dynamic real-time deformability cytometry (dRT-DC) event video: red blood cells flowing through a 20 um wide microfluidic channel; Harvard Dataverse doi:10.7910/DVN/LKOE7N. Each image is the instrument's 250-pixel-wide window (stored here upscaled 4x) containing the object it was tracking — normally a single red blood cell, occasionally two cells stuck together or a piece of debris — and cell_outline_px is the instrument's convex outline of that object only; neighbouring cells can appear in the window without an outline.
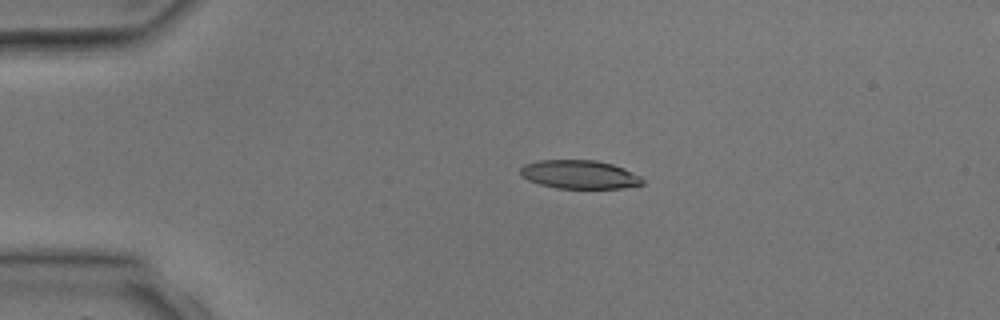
{"species": "common noctule bat (a hibernating species)", "species_latin": "Nyctalus noctula", "temperature_condition": "room temperature", "stored_images_in_passage": 3, "camera_frame_rate_fps": 3000, "um_per_image_px": 0.085, "animal": {"sex": "male", "body_mass_g": 17.9, "forearm_length_mm": 54.2}, "frame": {"image": 1, "passage_image": 2, "time_ms": 1.333, "image_size_px": [1000, 320], "cell_outline_px": [[644, 184], [624, 188], [556, 188], [540, 184], [528, 180], [520, 176], [520, 168], [524, 164], [540, 160], [596, 160], [612, 164], [624, 168], [640, 176], [644, 180]], "centroid_in_image_um": [49.25, 14.83], "position_along_channel_um": 35.7, "area_um2": 20.4}}